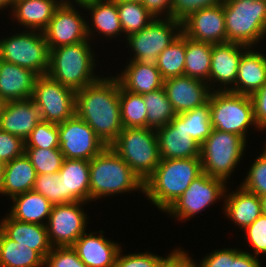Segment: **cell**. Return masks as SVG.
<instances>
[{
    "label": "cell",
    "mask_w": 266,
    "mask_h": 267,
    "mask_svg": "<svg viewBox=\"0 0 266 267\" xmlns=\"http://www.w3.org/2000/svg\"><path fill=\"white\" fill-rule=\"evenodd\" d=\"M163 87L177 115L206 104L212 92L206 82L186 75L165 79Z\"/></svg>",
    "instance_id": "19"
},
{
    "label": "cell",
    "mask_w": 266,
    "mask_h": 267,
    "mask_svg": "<svg viewBox=\"0 0 266 267\" xmlns=\"http://www.w3.org/2000/svg\"><path fill=\"white\" fill-rule=\"evenodd\" d=\"M5 103L6 102L0 98V119H1L2 111H3Z\"/></svg>",
    "instance_id": "56"
},
{
    "label": "cell",
    "mask_w": 266,
    "mask_h": 267,
    "mask_svg": "<svg viewBox=\"0 0 266 267\" xmlns=\"http://www.w3.org/2000/svg\"><path fill=\"white\" fill-rule=\"evenodd\" d=\"M59 176L64 203L90 202V161L64 158Z\"/></svg>",
    "instance_id": "23"
},
{
    "label": "cell",
    "mask_w": 266,
    "mask_h": 267,
    "mask_svg": "<svg viewBox=\"0 0 266 267\" xmlns=\"http://www.w3.org/2000/svg\"><path fill=\"white\" fill-rule=\"evenodd\" d=\"M184 125L191 138L201 146L213 129L209 101L191 111L184 112Z\"/></svg>",
    "instance_id": "38"
},
{
    "label": "cell",
    "mask_w": 266,
    "mask_h": 267,
    "mask_svg": "<svg viewBox=\"0 0 266 267\" xmlns=\"http://www.w3.org/2000/svg\"><path fill=\"white\" fill-rule=\"evenodd\" d=\"M3 177H4V169H0V194L2 195L3 190Z\"/></svg>",
    "instance_id": "55"
},
{
    "label": "cell",
    "mask_w": 266,
    "mask_h": 267,
    "mask_svg": "<svg viewBox=\"0 0 266 267\" xmlns=\"http://www.w3.org/2000/svg\"><path fill=\"white\" fill-rule=\"evenodd\" d=\"M142 4L156 18H164L165 13L166 18H171L172 0H143Z\"/></svg>",
    "instance_id": "51"
},
{
    "label": "cell",
    "mask_w": 266,
    "mask_h": 267,
    "mask_svg": "<svg viewBox=\"0 0 266 267\" xmlns=\"http://www.w3.org/2000/svg\"><path fill=\"white\" fill-rule=\"evenodd\" d=\"M31 99L44 122L59 124L75 115L76 92L47 75L37 78Z\"/></svg>",
    "instance_id": "12"
},
{
    "label": "cell",
    "mask_w": 266,
    "mask_h": 267,
    "mask_svg": "<svg viewBox=\"0 0 266 267\" xmlns=\"http://www.w3.org/2000/svg\"><path fill=\"white\" fill-rule=\"evenodd\" d=\"M119 93L120 83L114 75L101 76L96 82L76 91L75 114L106 146H110L123 130Z\"/></svg>",
    "instance_id": "1"
},
{
    "label": "cell",
    "mask_w": 266,
    "mask_h": 267,
    "mask_svg": "<svg viewBox=\"0 0 266 267\" xmlns=\"http://www.w3.org/2000/svg\"><path fill=\"white\" fill-rule=\"evenodd\" d=\"M212 44L189 39L186 36L184 75L202 80L209 85Z\"/></svg>",
    "instance_id": "33"
},
{
    "label": "cell",
    "mask_w": 266,
    "mask_h": 267,
    "mask_svg": "<svg viewBox=\"0 0 266 267\" xmlns=\"http://www.w3.org/2000/svg\"><path fill=\"white\" fill-rule=\"evenodd\" d=\"M44 267H86L72 246L53 247L45 258Z\"/></svg>",
    "instance_id": "44"
},
{
    "label": "cell",
    "mask_w": 266,
    "mask_h": 267,
    "mask_svg": "<svg viewBox=\"0 0 266 267\" xmlns=\"http://www.w3.org/2000/svg\"><path fill=\"white\" fill-rule=\"evenodd\" d=\"M245 233L246 242L249 246H252V251L250 253L254 257L260 254L266 255V215L261 214L250 226L242 230Z\"/></svg>",
    "instance_id": "43"
},
{
    "label": "cell",
    "mask_w": 266,
    "mask_h": 267,
    "mask_svg": "<svg viewBox=\"0 0 266 267\" xmlns=\"http://www.w3.org/2000/svg\"><path fill=\"white\" fill-rule=\"evenodd\" d=\"M63 1L69 0H14L13 20L26 27V30L43 31Z\"/></svg>",
    "instance_id": "28"
},
{
    "label": "cell",
    "mask_w": 266,
    "mask_h": 267,
    "mask_svg": "<svg viewBox=\"0 0 266 267\" xmlns=\"http://www.w3.org/2000/svg\"><path fill=\"white\" fill-rule=\"evenodd\" d=\"M181 31L195 41L227 43L223 3L192 13L181 22Z\"/></svg>",
    "instance_id": "16"
},
{
    "label": "cell",
    "mask_w": 266,
    "mask_h": 267,
    "mask_svg": "<svg viewBox=\"0 0 266 267\" xmlns=\"http://www.w3.org/2000/svg\"><path fill=\"white\" fill-rule=\"evenodd\" d=\"M44 263L37 251L15 242L0 229V267H44Z\"/></svg>",
    "instance_id": "32"
},
{
    "label": "cell",
    "mask_w": 266,
    "mask_h": 267,
    "mask_svg": "<svg viewBox=\"0 0 266 267\" xmlns=\"http://www.w3.org/2000/svg\"><path fill=\"white\" fill-rule=\"evenodd\" d=\"M89 177L90 202L136 190L144 193V182L110 146L90 160Z\"/></svg>",
    "instance_id": "3"
},
{
    "label": "cell",
    "mask_w": 266,
    "mask_h": 267,
    "mask_svg": "<svg viewBox=\"0 0 266 267\" xmlns=\"http://www.w3.org/2000/svg\"><path fill=\"white\" fill-rule=\"evenodd\" d=\"M0 229L15 242L37 251L44 259L53 248L44 225L21 222L8 214L1 219Z\"/></svg>",
    "instance_id": "26"
},
{
    "label": "cell",
    "mask_w": 266,
    "mask_h": 267,
    "mask_svg": "<svg viewBox=\"0 0 266 267\" xmlns=\"http://www.w3.org/2000/svg\"><path fill=\"white\" fill-rule=\"evenodd\" d=\"M25 154L29 157L37 175L58 173L64 160L60 149L25 148Z\"/></svg>",
    "instance_id": "39"
},
{
    "label": "cell",
    "mask_w": 266,
    "mask_h": 267,
    "mask_svg": "<svg viewBox=\"0 0 266 267\" xmlns=\"http://www.w3.org/2000/svg\"><path fill=\"white\" fill-rule=\"evenodd\" d=\"M227 42L253 47L266 35V0H224Z\"/></svg>",
    "instance_id": "5"
},
{
    "label": "cell",
    "mask_w": 266,
    "mask_h": 267,
    "mask_svg": "<svg viewBox=\"0 0 266 267\" xmlns=\"http://www.w3.org/2000/svg\"><path fill=\"white\" fill-rule=\"evenodd\" d=\"M33 191L42 194L52 205L64 204L63 186L59 173L38 174Z\"/></svg>",
    "instance_id": "42"
},
{
    "label": "cell",
    "mask_w": 266,
    "mask_h": 267,
    "mask_svg": "<svg viewBox=\"0 0 266 267\" xmlns=\"http://www.w3.org/2000/svg\"><path fill=\"white\" fill-rule=\"evenodd\" d=\"M88 202H71L53 205L46 223L52 247L72 246L86 232L87 214L81 207Z\"/></svg>",
    "instance_id": "14"
},
{
    "label": "cell",
    "mask_w": 266,
    "mask_h": 267,
    "mask_svg": "<svg viewBox=\"0 0 266 267\" xmlns=\"http://www.w3.org/2000/svg\"><path fill=\"white\" fill-rule=\"evenodd\" d=\"M60 151L66 159L92 160L107 146L76 114L58 124Z\"/></svg>",
    "instance_id": "13"
},
{
    "label": "cell",
    "mask_w": 266,
    "mask_h": 267,
    "mask_svg": "<svg viewBox=\"0 0 266 267\" xmlns=\"http://www.w3.org/2000/svg\"><path fill=\"white\" fill-rule=\"evenodd\" d=\"M248 48L245 45L231 42L212 44L209 75L211 91H230L235 86L241 56ZM216 83L220 84L217 89H215Z\"/></svg>",
    "instance_id": "17"
},
{
    "label": "cell",
    "mask_w": 266,
    "mask_h": 267,
    "mask_svg": "<svg viewBox=\"0 0 266 267\" xmlns=\"http://www.w3.org/2000/svg\"><path fill=\"white\" fill-rule=\"evenodd\" d=\"M237 248L218 249L205 256L195 267H233L234 258L241 252Z\"/></svg>",
    "instance_id": "48"
},
{
    "label": "cell",
    "mask_w": 266,
    "mask_h": 267,
    "mask_svg": "<svg viewBox=\"0 0 266 267\" xmlns=\"http://www.w3.org/2000/svg\"><path fill=\"white\" fill-rule=\"evenodd\" d=\"M103 232L100 230L99 236L96 235V232H85L72 245L86 267H113L115 265L117 255L122 247L119 243L106 239Z\"/></svg>",
    "instance_id": "20"
},
{
    "label": "cell",
    "mask_w": 266,
    "mask_h": 267,
    "mask_svg": "<svg viewBox=\"0 0 266 267\" xmlns=\"http://www.w3.org/2000/svg\"><path fill=\"white\" fill-rule=\"evenodd\" d=\"M226 183L202 172L164 212L177 220H187L224 197Z\"/></svg>",
    "instance_id": "11"
},
{
    "label": "cell",
    "mask_w": 266,
    "mask_h": 267,
    "mask_svg": "<svg viewBox=\"0 0 266 267\" xmlns=\"http://www.w3.org/2000/svg\"><path fill=\"white\" fill-rule=\"evenodd\" d=\"M224 195V212L230 221L244 230L250 226L261 214V201L257 194L251 193L241 186L236 191ZM226 199V200H225Z\"/></svg>",
    "instance_id": "27"
},
{
    "label": "cell",
    "mask_w": 266,
    "mask_h": 267,
    "mask_svg": "<svg viewBox=\"0 0 266 267\" xmlns=\"http://www.w3.org/2000/svg\"><path fill=\"white\" fill-rule=\"evenodd\" d=\"M156 134L161 159L200 157V145L185 130L184 113L158 129Z\"/></svg>",
    "instance_id": "18"
},
{
    "label": "cell",
    "mask_w": 266,
    "mask_h": 267,
    "mask_svg": "<svg viewBox=\"0 0 266 267\" xmlns=\"http://www.w3.org/2000/svg\"><path fill=\"white\" fill-rule=\"evenodd\" d=\"M4 167H5V163L0 158V169H4Z\"/></svg>",
    "instance_id": "58"
},
{
    "label": "cell",
    "mask_w": 266,
    "mask_h": 267,
    "mask_svg": "<svg viewBox=\"0 0 266 267\" xmlns=\"http://www.w3.org/2000/svg\"><path fill=\"white\" fill-rule=\"evenodd\" d=\"M185 54L186 36L181 33L158 55L157 68L164 80L184 75Z\"/></svg>",
    "instance_id": "35"
},
{
    "label": "cell",
    "mask_w": 266,
    "mask_h": 267,
    "mask_svg": "<svg viewBox=\"0 0 266 267\" xmlns=\"http://www.w3.org/2000/svg\"><path fill=\"white\" fill-rule=\"evenodd\" d=\"M118 15L125 36L139 32L156 17L142 3L116 0Z\"/></svg>",
    "instance_id": "37"
},
{
    "label": "cell",
    "mask_w": 266,
    "mask_h": 267,
    "mask_svg": "<svg viewBox=\"0 0 266 267\" xmlns=\"http://www.w3.org/2000/svg\"><path fill=\"white\" fill-rule=\"evenodd\" d=\"M142 96L147 110V128L156 130L170 123L177 115L164 87Z\"/></svg>",
    "instance_id": "34"
},
{
    "label": "cell",
    "mask_w": 266,
    "mask_h": 267,
    "mask_svg": "<svg viewBox=\"0 0 266 267\" xmlns=\"http://www.w3.org/2000/svg\"><path fill=\"white\" fill-rule=\"evenodd\" d=\"M123 128H147V110L141 94L124 90L119 93Z\"/></svg>",
    "instance_id": "36"
},
{
    "label": "cell",
    "mask_w": 266,
    "mask_h": 267,
    "mask_svg": "<svg viewBox=\"0 0 266 267\" xmlns=\"http://www.w3.org/2000/svg\"><path fill=\"white\" fill-rule=\"evenodd\" d=\"M240 186L259 197L266 195V148L254 160Z\"/></svg>",
    "instance_id": "41"
},
{
    "label": "cell",
    "mask_w": 266,
    "mask_h": 267,
    "mask_svg": "<svg viewBox=\"0 0 266 267\" xmlns=\"http://www.w3.org/2000/svg\"><path fill=\"white\" fill-rule=\"evenodd\" d=\"M39 75L0 59V98L5 102L32 98Z\"/></svg>",
    "instance_id": "22"
},
{
    "label": "cell",
    "mask_w": 266,
    "mask_h": 267,
    "mask_svg": "<svg viewBox=\"0 0 266 267\" xmlns=\"http://www.w3.org/2000/svg\"><path fill=\"white\" fill-rule=\"evenodd\" d=\"M208 101L212 128L237 134L247 142L248 128H257L251 97L230 91H212Z\"/></svg>",
    "instance_id": "8"
},
{
    "label": "cell",
    "mask_w": 266,
    "mask_h": 267,
    "mask_svg": "<svg viewBox=\"0 0 266 267\" xmlns=\"http://www.w3.org/2000/svg\"><path fill=\"white\" fill-rule=\"evenodd\" d=\"M202 173L200 157L161 159L144 181V193L161 212H165Z\"/></svg>",
    "instance_id": "2"
},
{
    "label": "cell",
    "mask_w": 266,
    "mask_h": 267,
    "mask_svg": "<svg viewBox=\"0 0 266 267\" xmlns=\"http://www.w3.org/2000/svg\"><path fill=\"white\" fill-rule=\"evenodd\" d=\"M121 1H129V2H136V3H142L143 0H121Z\"/></svg>",
    "instance_id": "57"
},
{
    "label": "cell",
    "mask_w": 266,
    "mask_h": 267,
    "mask_svg": "<svg viewBox=\"0 0 266 267\" xmlns=\"http://www.w3.org/2000/svg\"><path fill=\"white\" fill-rule=\"evenodd\" d=\"M25 153V141L0 129V158L4 163Z\"/></svg>",
    "instance_id": "47"
},
{
    "label": "cell",
    "mask_w": 266,
    "mask_h": 267,
    "mask_svg": "<svg viewBox=\"0 0 266 267\" xmlns=\"http://www.w3.org/2000/svg\"><path fill=\"white\" fill-rule=\"evenodd\" d=\"M159 267H195V261L184 249H174Z\"/></svg>",
    "instance_id": "50"
},
{
    "label": "cell",
    "mask_w": 266,
    "mask_h": 267,
    "mask_svg": "<svg viewBox=\"0 0 266 267\" xmlns=\"http://www.w3.org/2000/svg\"><path fill=\"white\" fill-rule=\"evenodd\" d=\"M262 214L266 215V195L260 196Z\"/></svg>",
    "instance_id": "54"
},
{
    "label": "cell",
    "mask_w": 266,
    "mask_h": 267,
    "mask_svg": "<svg viewBox=\"0 0 266 267\" xmlns=\"http://www.w3.org/2000/svg\"><path fill=\"white\" fill-rule=\"evenodd\" d=\"M58 124L40 122L25 140V148L59 149Z\"/></svg>",
    "instance_id": "40"
},
{
    "label": "cell",
    "mask_w": 266,
    "mask_h": 267,
    "mask_svg": "<svg viewBox=\"0 0 266 267\" xmlns=\"http://www.w3.org/2000/svg\"><path fill=\"white\" fill-rule=\"evenodd\" d=\"M250 97L257 129L266 131V83Z\"/></svg>",
    "instance_id": "49"
},
{
    "label": "cell",
    "mask_w": 266,
    "mask_h": 267,
    "mask_svg": "<svg viewBox=\"0 0 266 267\" xmlns=\"http://www.w3.org/2000/svg\"><path fill=\"white\" fill-rule=\"evenodd\" d=\"M77 6H79V1H63L55 10L48 26L42 31L49 50L89 41L87 20L75 8Z\"/></svg>",
    "instance_id": "15"
},
{
    "label": "cell",
    "mask_w": 266,
    "mask_h": 267,
    "mask_svg": "<svg viewBox=\"0 0 266 267\" xmlns=\"http://www.w3.org/2000/svg\"><path fill=\"white\" fill-rule=\"evenodd\" d=\"M12 202L13 206L9 211L12 218L21 222L46 226L53 205L42 194L33 190L27 191L13 197Z\"/></svg>",
    "instance_id": "31"
},
{
    "label": "cell",
    "mask_w": 266,
    "mask_h": 267,
    "mask_svg": "<svg viewBox=\"0 0 266 267\" xmlns=\"http://www.w3.org/2000/svg\"><path fill=\"white\" fill-rule=\"evenodd\" d=\"M37 177L29 157L24 153L5 163L2 195L13 197L33 190Z\"/></svg>",
    "instance_id": "30"
},
{
    "label": "cell",
    "mask_w": 266,
    "mask_h": 267,
    "mask_svg": "<svg viewBox=\"0 0 266 267\" xmlns=\"http://www.w3.org/2000/svg\"><path fill=\"white\" fill-rule=\"evenodd\" d=\"M181 33V22L173 18H155L139 32L126 37V42L134 53L130 60H136L148 66H157L158 55Z\"/></svg>",
    "instance_id": "10"
},
{
    "label": "cell",
    "mask_w": 266,
    "mask_h": 267,
    "mask_svg": "<svg viewBox=\"0 0 266 267\" xmlns=\"http://www.w3.org/2000/svg\"><path fill=\"white\" fill-rule=\"evenodd\" d=\"M79 6L89 11L93 22L91 25L87 22V35L91 40V36L98 32L101 36L120 37L123 30L120 23L116 0H81ZM94 26V27H90ZM95 28V29H94ZM121 33V34H120ZM103 34V35H102Z\"/></svg>",
    "instance_id": "24"
},
{
    "label": "cell",
    "mask_w": 266,
    "mask_h": 267,
    "mask_svg": "<svg viewBox=\"0 0 266 267\" xmlns=\"http://www.w3.org/2000/svg\"><path fill=\"white\" fill-rule=\"evenodd\" d=\"M266 83V55L249 47L241 56L235 86L230 92L251 96Z\"/></svg>",
    "instance_id": "25"
},
{
    "label": "cell",
    "mask_w": 266,
    "mask_h": 267,
    "mask_svg": "<svg viewBox=\"0 0 266 267\" xmlns=\"http://www.w3.org/2000/svg\"><path fill=\"white\" fill-rule=\"evenodd\" d=\"M49 51L43 32L38 30L24 29L0 39L1 60L30 69L39 76L47 74Z\"/></svg>",
    "instance_id": "9"
},
{
    "label": "cell",
    "mask_w": 266,
    "mask_h": 267,
    "mask_svg": "<svg viewBox=\"0 0 266 267\" xmlns=\"http://www.w3.org/2000/svg\"><path fill=\"white\" fill-rule=\"evenodd\" d=\"M90 41L64 45L49 51L47 76L75 92L99 80Z\"/></svg>",
    "instance_id": "4"
},
{
    "label": "cell",
    "mask_w": 266,
    "mask_h": 267,
    "mask_svg": "<svg viewBox=\"0 0 266 267\" xmlns=\"http://www.w3.org/2000/svg\"><path fill=\"white\" fill-rule=\"evenodd\" d=\"M14 0H0V10H3L6 7H11L13 6Z\"/></svg>",
    "instance_id": "53"
},
{
    "label": "cell",
    "mask_w": 266,
    "mask_h": 267,
    "mask_svg": "<svg viewBox=\"0 0 266 267\" xmlns=\"http://www.w3.org/2000/svg\"><path fill=\"white\" fill-rule=\"evenodd\" d=\"M224 0H172L171 18L182 22L192 13L207 8L220 5Z\"/></svg>",
    "instance_id": "46"
},
{
    "label": "cell",
    "mask_w": 266,
    "mask_h": 267,
    "mask_svg": "<svg viewBox=\"0 0 266 267\" xmlns=\"http://www.w3.org/2000/svg\"><path fill=\"white\" fill-rule=\"evenodd\" d=\"M257 257L250 254L249 251L242 250L233 260V267H261Z\"/></svg>",
    "instance_id": "52"
},
{
    "label": "cell",
    "mask_w": 266,
    "mask_h": 267,
    "mask_svg": "<svg viewBox=\"0 0 266 267\" xmlns=\"http://www.w3.org/2000/svg\"><path fill=\"white\" fill-rule=\"evenodd\" d=\"M42 121L41 112L31 98L9 101L2 111L0 129L25 141Z\"/></svg>",
    "instance_id": "21"
},
{
    "label": "cell",
    "mask_w": 266,
    "mask_h": 267,
    "mask_svg": "<svg viewBox=\"0 0 266 267\" xmlns=\"http://www.w3.org/2000/svg\"><path fill=\"white\" fill-rule=\"evenodd\" d=\"M122 248L120 249L115 265L113 267H159L165 258L159 255H154L153 253L143 252V253H133L123 255Z\"/></svg>",
    "instance_id": "45"
},
{
    "label": "cell",
    "mask_w": 266,
    "mask_h": 267,
    "mask_svg": "<svg viewBox=\"0 0 266 267\" xmlns=\"http://www.w3.org/2000/svg\"><path fill=\"white\" fill-rule=\"evenodd\" d=\"M246 143L237 134L212 129L200 147L202 172L227 183L241 163Z\"/></svg>",
    "instance_id": "7"
},
{
    "label": "cell",
    "mask_w": 266,
    "mask_h": 267,
    "mask_svg": "<svg viewBox=\"0 0 266 267\" xmlns=\"http://www.w3.org/2000/svg\"><path fill=\"white\" fill-rule=\"evenodd\" d=\"M110 147L144 182L161 161L156 130L123 128Z\"/></svg>",
    "instance_id": "6"
},
{
    "label": "cell",
    "mask_w": 266,
    "mask_h": 267,
    "mask_svg": "<svg viewBox=\"0 0 266 267\" xmlns=\"http://www.w3.org/2000/svg\"><path fill=\"white\" fill-rule=\"evenodd\" d=\"M115 77L124 90L141 95L158 90L164 85L157 66H148L136 60H129L127 66Z\"/></svg>",
    "instance_id": "29"
}]
</instances>
